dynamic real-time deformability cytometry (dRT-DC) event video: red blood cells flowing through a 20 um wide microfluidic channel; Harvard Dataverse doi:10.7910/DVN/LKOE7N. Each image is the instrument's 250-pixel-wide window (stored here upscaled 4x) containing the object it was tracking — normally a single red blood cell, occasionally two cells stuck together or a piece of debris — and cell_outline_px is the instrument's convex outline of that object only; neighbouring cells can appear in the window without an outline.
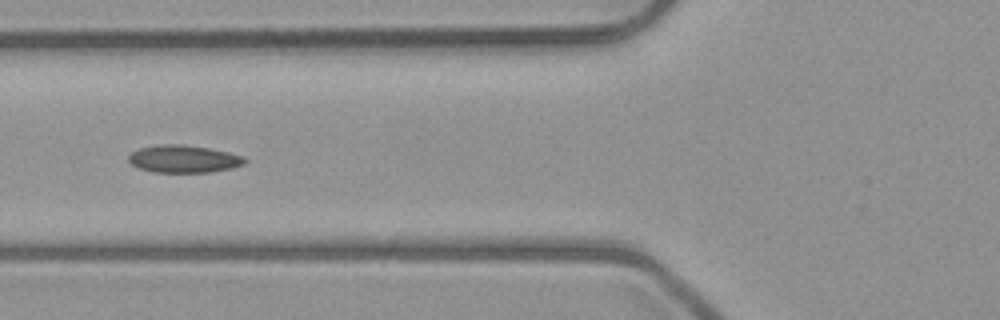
{"species": "common noctule bat (a hibernating species)", "species_latin": "Nyctalus noctula", "temperature_condition": "room temperature", "stored_images_in_passage": 5, "camera_frame_rate_fps": 3000, "um_per_image_px": 0.085, "animal": {"sex": "male", "body_mass_g": 23.1, "forearm_length_mm": 52.7}, "frame": {"image": 1, "passage_image": 5, "time_ms": 5.333, "image_size_px": [1000, 320], "cell_outline_px": [[248, 160], [244, 164], [232, 168], [208, 172], [152, 172], [140, 168], [132, 164], [128, 160], [128, 156], [132, 152], [140, 148], [164, 144], [180, 144], [208, 148], [228, 152], [244, 156]], "centroid_in_image_um": [15.64, 13.51], "position_along_channel_um": 110.2, "area_um2": 18.5}}